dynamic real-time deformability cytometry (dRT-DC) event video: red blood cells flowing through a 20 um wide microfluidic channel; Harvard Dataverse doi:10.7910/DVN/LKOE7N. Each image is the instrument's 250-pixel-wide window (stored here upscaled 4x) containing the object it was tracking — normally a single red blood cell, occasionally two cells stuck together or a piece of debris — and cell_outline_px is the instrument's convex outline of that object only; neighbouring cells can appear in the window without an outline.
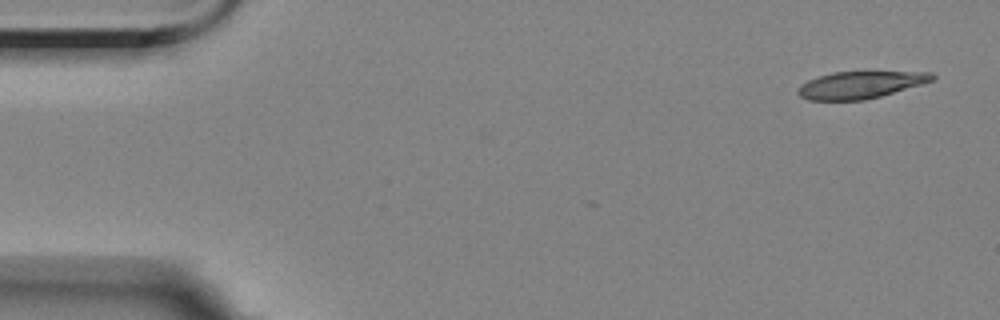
{"species": "Egyptian fruit bat (a non-hibernating species)", "species_latin": "Rousettus aegyptiacus", "temperature_condition": "room temperature", "stored_images_in_passage": 4, "camera_frame_rate_fps": 3000, "um_per_image_px": 0.085, "animal": {"sex": "female"}, "frame": {"image": 1, "passage_image": 1, "time_ms": 0.0, "image_size_px": [1000, 320], "cell_outline_px": [[936, 76], [932, 80], [920, 84], [880, 96], [864, 100], [808, 100], [800, 96], [796, 92], [808, 80], [832, 72], [932, 72]], "centroid_in_image_um": [73.12, 7.21], "position_along_channel_um": 11.9, "area_um2": 20.75}}